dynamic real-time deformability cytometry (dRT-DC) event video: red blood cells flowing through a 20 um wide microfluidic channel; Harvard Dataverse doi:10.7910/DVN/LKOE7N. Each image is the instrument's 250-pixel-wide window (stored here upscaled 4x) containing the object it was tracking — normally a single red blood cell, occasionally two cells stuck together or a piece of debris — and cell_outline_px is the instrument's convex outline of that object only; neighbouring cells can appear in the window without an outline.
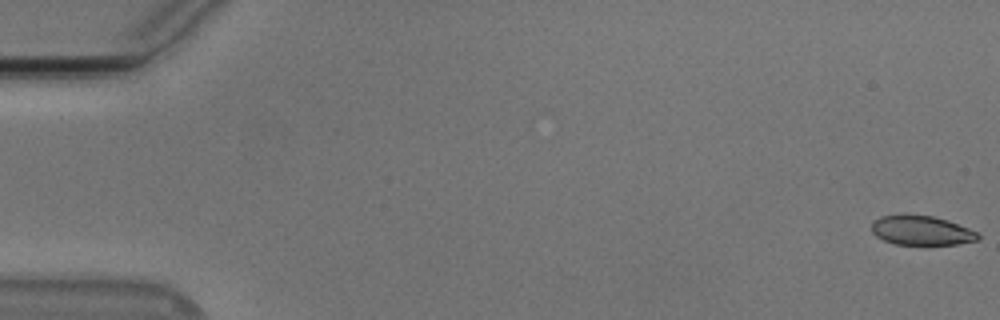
{"species": "Egyptian fruit bat (a non-hibernating species)", "species_latin": "Rousettus aegyptiacus", "temperature_condition": "cold", "stored_images_in_passage": 56, "segment_of_instrument_passage": [1, 2], "camera_frame_rate_fps": 3000, "um_per_image_px": 0.085, "animal": {"sex": "male"}, "frame": {"image": 1, "passage_image": 1, "time_ms": 0.0, "image_size_px": [1000, 320], "cell_outline_px": [[980, 236], [976, 240], [956, 244], [896, 244], [884, 240], [876, 236], [872, 232], [872, 220], [880, 216], [904, 212], [932, 216], [948, 220], [968, 228], [976, 232]], "centroid_in_image_um": [78.25, 19.54], "position_along_channel_um": 6.8, "area_um2": 18.5}}
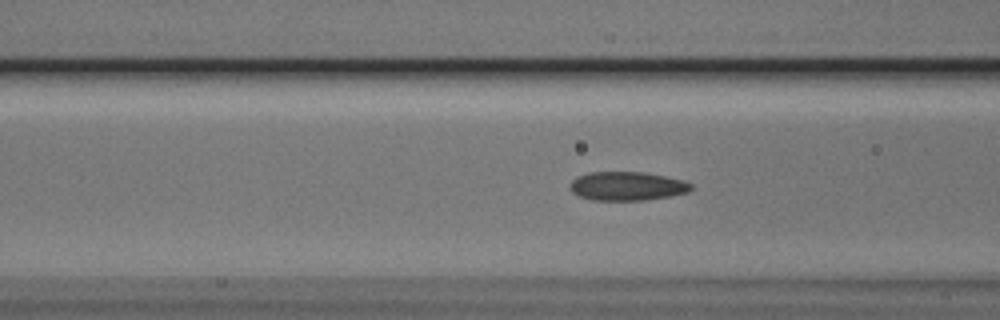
{"frame": {"image": 2, "passage_image": 22, "time_ms": 7.0, "image_size_px": [1000, 320], "cell_outline_px": [[692, 188], [688, 192], [672, 196], [644, 200], [592, 200], [580, 196], [572, 192], [568, 188], [572, 180], [576, 176], [588, 172], [644, 172], [684, 180], [692, 184]], "centroid_in_image_um": [53.29, 15.82], "position_along_channel_um": 113.3, "area_um2": 20.46}}
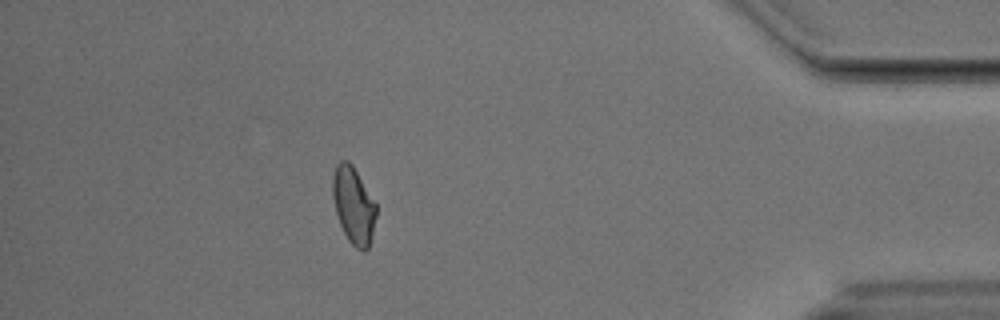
{"frame": {"image": 3, "passage_image": 49, "time_ms": 16.0, "image_size_px": [1000, 320], "cell_outline_px": [[376, 216], [372, 236], [368, 248], [364, 252], [356, 248], [348, 240], [340, 224], [336, 212], [332, 196], [332, 176], [336, 164], [340, 160], [348, 160], [352, 164], [376, 204]], "centroid_in_image_um": [30.04, 17.44], "position_along_channel_um": 405.2, "area_um2": 19.48}}